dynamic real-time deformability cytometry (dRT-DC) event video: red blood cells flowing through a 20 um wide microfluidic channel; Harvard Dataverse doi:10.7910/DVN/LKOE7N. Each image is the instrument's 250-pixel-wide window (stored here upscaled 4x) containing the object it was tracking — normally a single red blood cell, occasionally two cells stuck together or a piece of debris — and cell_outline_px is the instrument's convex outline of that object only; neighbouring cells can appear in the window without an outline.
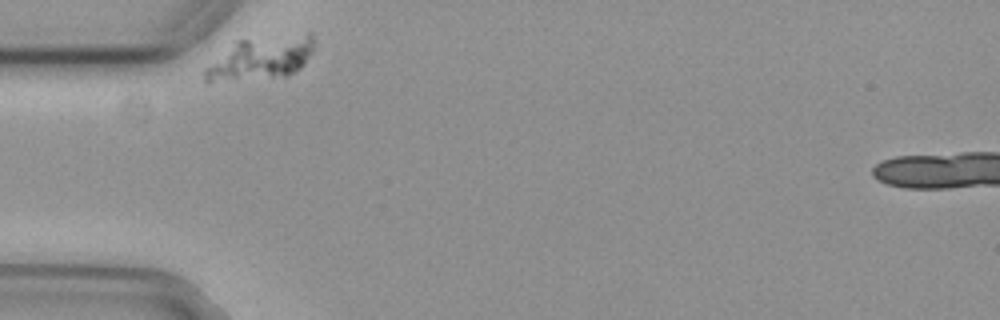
{"species": "common noctule bat (a hibernating species)", "species_latin": "Nyctalus noctula", "temperature_condition": "cold", "stored_images_in_passage": 33, "camera_frame_rate_fps": 3000, "um_per_image_px": 0.085, "animal": {"sex": "female", "body_mass_g": 29.2, "forearm_length_mm": 56.3}, "frame": {"image": 1, "passage_image": 1, "time_ms": 0.0, "image_size_px": [1000, 320], "cell_outline_px": [[316, 44], [304, 64], [296, 72], [284, 76], [208, 84], [204, 84], [204, 68], [236, 40], [308, 32], [312, 32]], "centroid_in_image_um": [22.16, 4.95], "position_along_channel_um": 62.8, "area_um2": 28.15}}
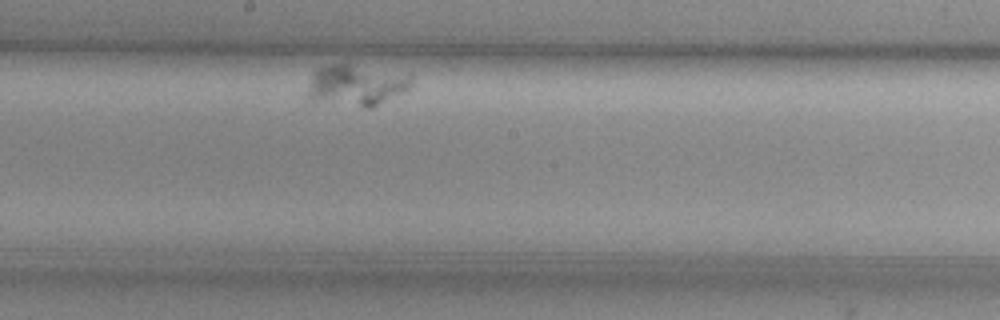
{"frame": {"image": 2, "passage_image": 18, "time_ms": 5.667, "image_size_px": [1000, 320], "cell_outline_px": [[412, 88], [372, 108], [368, 108], [308, 100], [304, 92], [312, 76], [320, 68], [328, 64], [348, 64], [408, 72], [412, 76]], "centroid_in_image_um": [30.32, 7.24], "position_along_channel_um": 217.9, "area_um2": 25.61}}
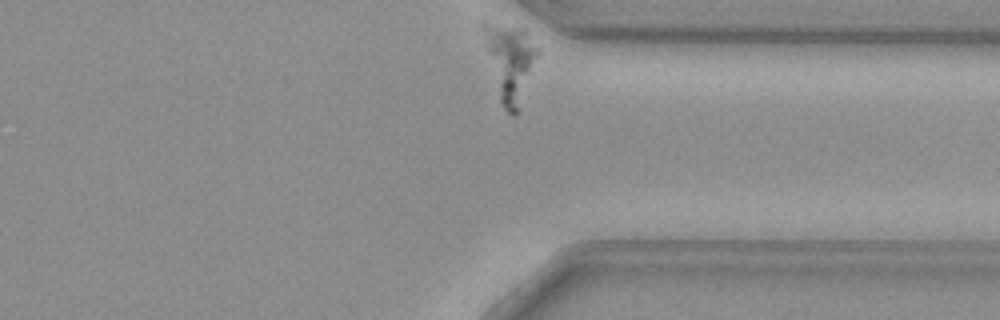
{"frame": {"image": 3, "passage_image": 33, "time_ms": 10.667, "image_size_px": [1000, 320], "cell_outline_px": [[540, 56], [516, 116], [512, 116], [504, 108], [500, 100], [480, 28], [480, 20], [484, 20], [520, 28], [524, 32], [540, 52]], "centroid_in_image_um": [43.34, 5.25], "position_along_channel_um": 368.1, "area_um2": 24.45}}